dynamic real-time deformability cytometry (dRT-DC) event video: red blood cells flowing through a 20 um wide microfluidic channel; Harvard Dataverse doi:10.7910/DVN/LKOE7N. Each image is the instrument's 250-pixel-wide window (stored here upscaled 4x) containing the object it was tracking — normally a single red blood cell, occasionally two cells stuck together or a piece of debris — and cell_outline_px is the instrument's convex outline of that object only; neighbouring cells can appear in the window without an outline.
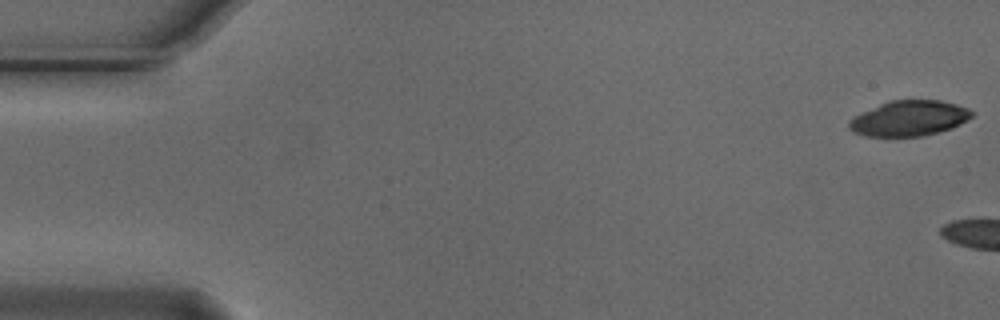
{"species": "Egyptian fruit bat (a non-hibernating species)", "species_latin": "Rousettus aegyptiacus", "temperature_condition": "cold", "stored_images_in_passage": 5, "camera_frame_rate_fps": 3000, "um_per_image_px": 0.085, "animal": {"sex": "male"}, "frame": {"image": 1, "passage_image": 1, "time_ms": 0.0, "image_size_px": [1000, 320], "cell_outline_px": [[972, 116], [960, 124], [952, 128], [920, 136], [864, 136], [852, 132], [848, 128], [848, 120], [888, 100], [940, 100], [956, 104], [968, 108], [972, 112]], "centroid_in_image_um": [77.26, 10.05], "position_along_channel_um": 7.7, "area_um2": 25.09}}